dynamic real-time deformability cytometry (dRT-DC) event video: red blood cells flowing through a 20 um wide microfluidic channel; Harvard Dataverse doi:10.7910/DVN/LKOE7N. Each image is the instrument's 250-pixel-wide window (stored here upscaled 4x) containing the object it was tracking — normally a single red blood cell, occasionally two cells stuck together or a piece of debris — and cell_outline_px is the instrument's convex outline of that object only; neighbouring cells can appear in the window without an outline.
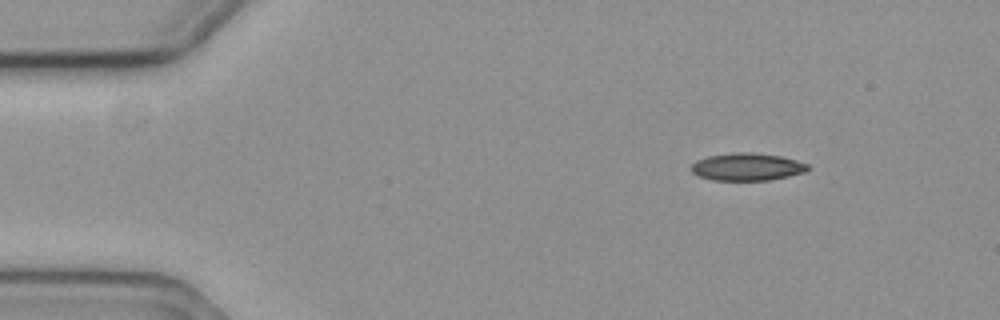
{"species": "common noctule bat (a hibernating species)", "species_latin": "Nyctalus noctula", "temperature_condition": "cold", "stored_images_in_passage": 4, "camera_frame_rate_fps": 3000, "um_per_image_px": 0.085, "animal": {"sex": "female", "body_mass_g": 19.3, "forearm_length_mm": 54.1}, "frame": {"image": 1, "passage_image": 1, "time_ms": 0.0, "image_size_px": [1000, 320], "cell_outline_px": [[808, 168], [804, 172], [788, 176], [768, 180], [712, 180], [696, 176], [692, 172], [692, 164], [696, 160], [708, 156], [736, 152], [752, 152], [780, 156], [796, 160], [808, 164]], "centroid_in_image_um": [63.46, 14.18], "position_along_channel_um": 21.5, "area_um2": 18.61}}